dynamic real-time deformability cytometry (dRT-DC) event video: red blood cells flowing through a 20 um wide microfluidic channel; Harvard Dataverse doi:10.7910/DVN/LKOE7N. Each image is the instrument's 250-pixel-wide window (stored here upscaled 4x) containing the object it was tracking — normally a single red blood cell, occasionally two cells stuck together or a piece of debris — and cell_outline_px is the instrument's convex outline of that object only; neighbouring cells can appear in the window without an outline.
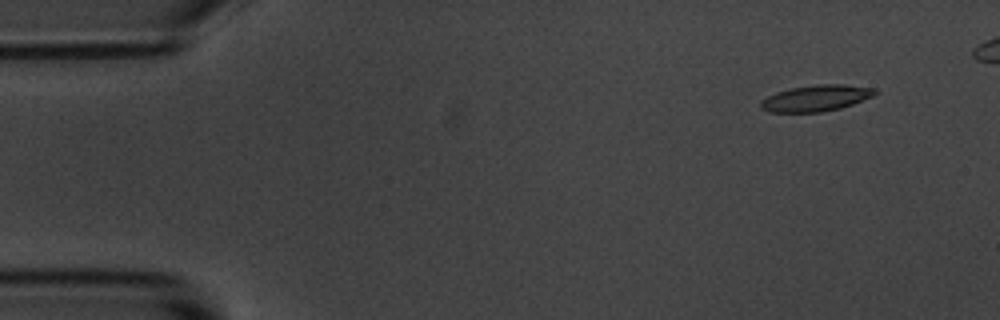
{"species": "common noctule bat (a hibernating species)", "species_latin": "Nyctalus noctula", "temperature_condition": "room temperature", "stored_images_in_passage": 9, "camera_frame_rate_fps": 3000, "um_per_image_px": 0.085, "animal": {"sex": "male", "body_mass_g": 20.1, "forearm_length_mm": 53.5}, "frame": {"image": 1, "passage_image": 2, "time_ms": 1.333, "image_size_px": [1000, 320], "cell_outline_px": [[880, 92], [872, 96], [852, 104], [840, 108], [824, 112], [768, 112], [760, 108], [760, 100], [776, 92], [792, 88], [816, 84], [840, 84], [876, 88]], "centroid_in_image_um": [69.36, 8.34], "position_along_channel_um": 15.6, "area_um2": 17.51}}
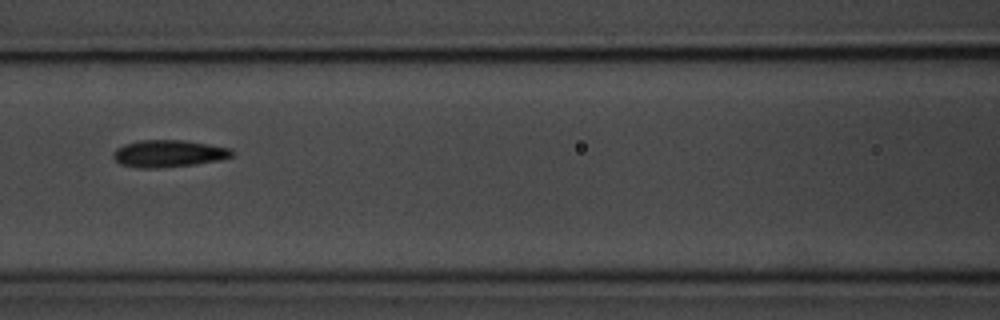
{"frame": {"image": 2, "passage_image": 7, "time_ms": 7.667, "image_size_px": [1000, 320], "cell_outline_px": [[236, 152], [232, 156], [220, 160], [196, 164], [156, 168], [136, 168], [120, 164], [112, 156], [112, 152], [116, 148], [124, 144], [140, 140], [184, 140], [208, 144], [228, 148]], "centroid_in_image_um": [14.3, 13.05], "position_along_channel_um": 152.3, "area_um2": 18.84}}
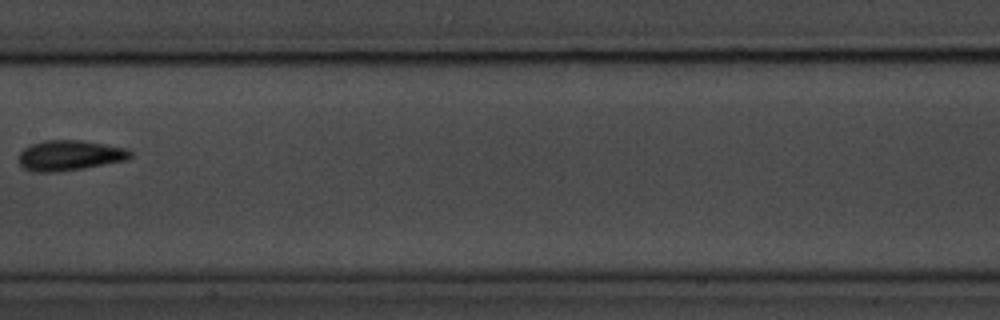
{"frame": {"image": 3, "passage_image": 8, "time_ms": 9.0, "image_size_px": [1000, 320], "cell_outline_px": [[132, 156], [128, 160], [84, 168], [56, 172], [32, 172], [24, 168], [20, 164], [20, 152], [24, 148], [32, 144], [44, 140], [84, 140], [128, 148], [132, 152]], "centroid_in_image_um": [5.97, 13.2], "position_along_channel_um": 201.4, "area_um2": 19.88}}